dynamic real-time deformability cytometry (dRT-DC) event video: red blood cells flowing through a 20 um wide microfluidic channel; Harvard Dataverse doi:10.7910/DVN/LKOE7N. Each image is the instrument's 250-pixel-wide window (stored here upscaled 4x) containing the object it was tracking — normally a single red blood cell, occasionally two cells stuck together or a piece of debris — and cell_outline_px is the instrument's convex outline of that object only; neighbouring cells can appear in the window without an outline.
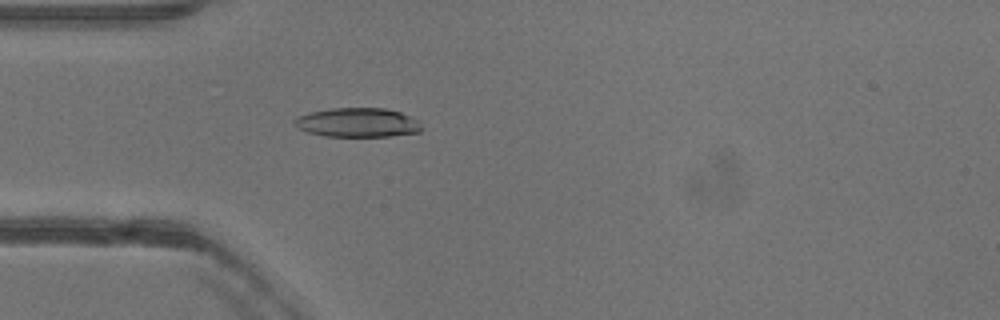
{"species": "common noctule bat (a hibernating species)", "species_latin": "Nyctalus noctula", "temperature_condition": "warm", "stored_images_in_passage": 50, "camera_frame_rate_fps": 3000, "um_per_image_px": 0.085, "animal": {"sex": "female"}, "frame": {"image": 1, "passage_image": 13, "time_ms": 4.0, "image_size_px": [1000, 320], "cell_outline_px": [[424, 128], [420, 132], [388, 136], [324, 136], [308, 132], [296, 128], [292, 124], [292, 120], [300, 116], [312, 112], [332, 108], [384, 108], [400, 112], [420, 120]], "centroid_in_image_um": [30.42, 10.42], "position_along_channel_um": 54.6, "area_um2": 21.79}}
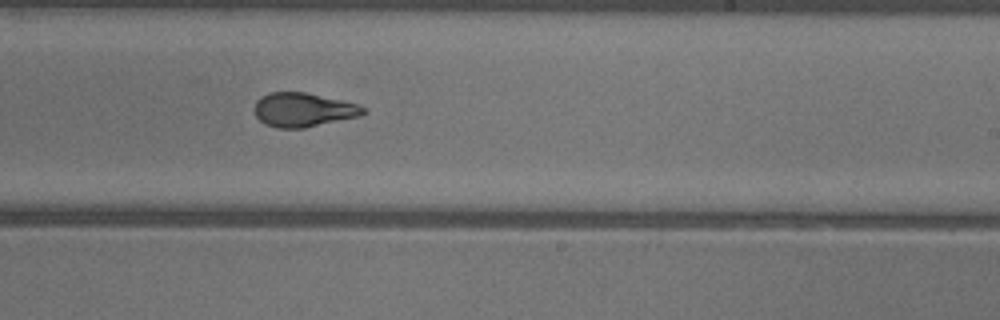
{"frame": {"image": 2, "passage_image": 29, "time_ms": 9.333, "image_size_px": [1000, 320], "cell_outline_px": [[368, 112], [360, 116], [304, 128], [276, 128], [264, 124], [256, 116], [252, 108], [256, 100], [260, 96], [268, 92], [304, 92], [360, 104]], "centroid_in_image_um": [25.74, 9.33], "position_along_channel_um": 263.3, "area_um2": 21.85}}
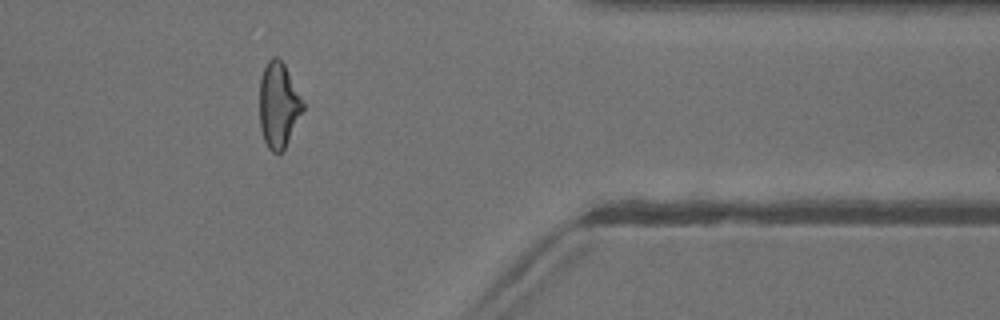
{"frame": {"image": 3, "passage_image": 40, "time_ms": 13.0, "image_size_px": [1000, 320], "cell_outline_px": [[304, 108], [284, 152], [272, 152], [268, 148], [264, 140], [260, 128], [260, 80], [264, 68], [268, 60], [272, 56], [276, 56], [284, 64], [304, 104]], "centroid_in_image_um": [23.67, 8.97], "position_along_channel_um": 387.7, "area_um2": 21.44}, "authors_computed_cell_mechanics": {"area_um2": 22.1952, "velocity_mm_per_s": 3.9936, "shape_relaxation_time_tau1_ms": 5.0253, "shape_relaxation_time_tau2_ms": 1.7019, "deformation_change_tau1": 0.1769, "deformation_change_tau2": 0.0833}}